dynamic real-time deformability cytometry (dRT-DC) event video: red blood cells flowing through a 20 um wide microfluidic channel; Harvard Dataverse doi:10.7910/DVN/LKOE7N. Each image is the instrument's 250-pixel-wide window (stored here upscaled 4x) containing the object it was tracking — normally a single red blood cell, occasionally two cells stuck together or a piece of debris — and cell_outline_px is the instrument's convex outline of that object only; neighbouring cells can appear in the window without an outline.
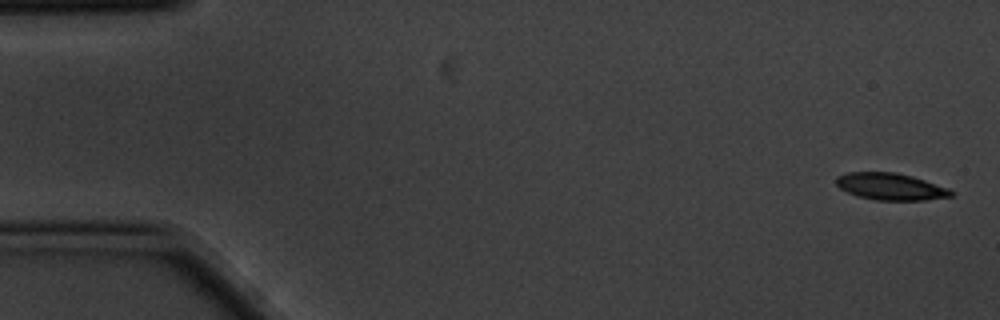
{"species": "common noctule bat (a hibernating species)", "species_latin": "Nyctalus noctula", "temperature_condition": "cold", "stored_images_in_passage": 5, "camera_frame_rate_fps": 3000, "um_per_image_px": 0.085, "animal": {"sex": "male", "body_mass_g": 20.1, "forearm_length_mm": 53.5}, "frame": {"image": 1, "passage_image": 1, "time_ms": 0.0, "image_size_px": [1000, 320], "cell_outline_px": [[956, 192], [952, 196], [924, 200], [876, 200], [856, 196], [840, 188], [836, 184], [836, 176], [848, 172], [896, 172], [912, 176], [948, 188]], "centroid_in_image_um": [75.69, 15.86], "position_along_channel_um": 9.3, "area_um2": 18.03}}
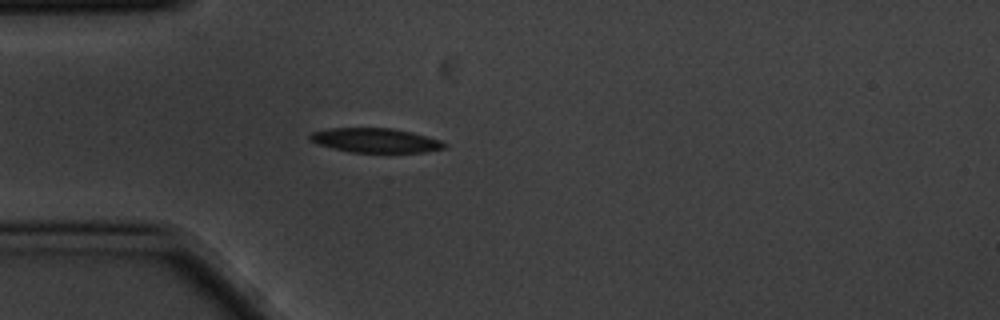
{"frame": {"image": 2, "passage_image": 5, "time_ms": 1.333, "image_size_px": [1000, 320], "cell_outline_px": [[448, 148], [424, 152], [348, 152], [316, 144], [308, 140], [308, 136], [312, 132], [328, 128], [392, 128], [412, 132], [440, 140], [448, 144]], "centroid_in_image_um": [31.9, 11.93], "position_along_channel_um": 53.1, "area_um2": 19.31}}